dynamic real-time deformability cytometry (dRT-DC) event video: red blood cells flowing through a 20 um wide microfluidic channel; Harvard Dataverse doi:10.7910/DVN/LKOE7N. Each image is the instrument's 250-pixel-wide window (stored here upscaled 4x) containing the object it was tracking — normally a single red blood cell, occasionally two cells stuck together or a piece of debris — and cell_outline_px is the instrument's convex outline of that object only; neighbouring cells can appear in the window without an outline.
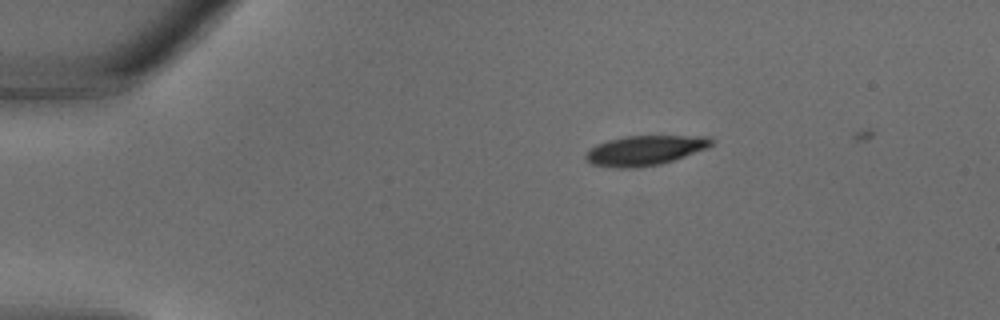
{"species": "common noctule bat (a hibernating species)", "species_latin": "Nyctalus noctula", "temperature_condition": "warm", "stored_images_in_passage": 28, "camera_frame_rate_fps": 3000, "um_per_image_px": 0.085, "animal": {"sex": "male", "body_mass_g": 18.8}, "frame": {"image": 1, "passage_image": 3, "time_ms": 0.667, "image_size_px": [1000, 320], "cell_outline_px": [[712, 144], [708, 148], [660, 164], [636, 168], [616, 168], [592, 164], [584, 160], [584, 156], [596, 144], [608, 140], [624, 136], [708, 136], [712, 140]], "centroid_in_image_um": [54.79, 12.79], "position_along_channel_um": 30.2, "area_um2": 21.73}}
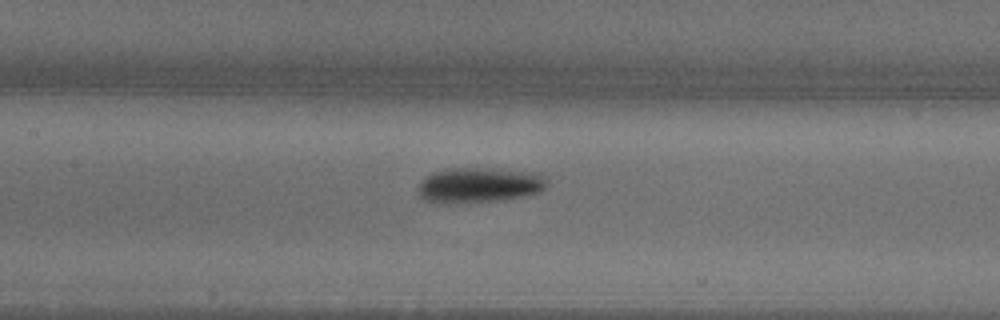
{"frame": {"image": 2, "passage_image": 13, "time_ms": 4.0, "image_size_px": [1000, 320], "cell_outline_px": [[548, 184], [540, 192], [528, 196], [504, 200], [444, 204], [428, 204], [420, 196], [416, 188], [420, 180], [424, 176], [432, 172], [444, 168], [476, 168], [540, 172], [548, 180]], "centroid_in_image_um": [40.68, 15.75], "position_along_channel_um": 166.7, "area_um2": 27.4}}
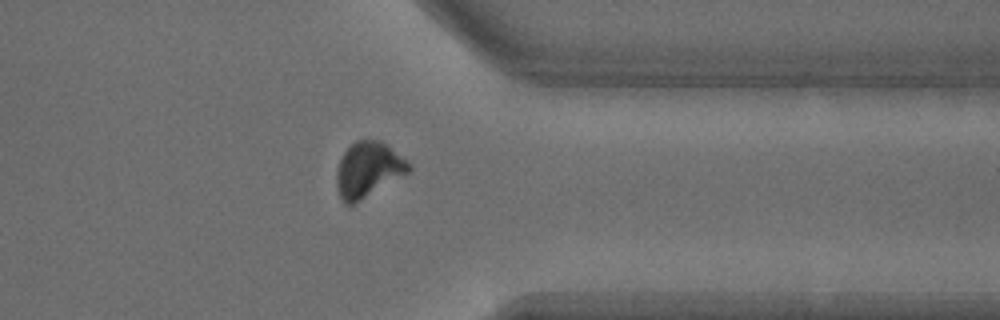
{"frame": {"image": 3, "passage_image": 24, "time_ms": 7.667, "image_size_px": [1000, 320], "cell_outline_px": [[412, 168], [408, 172], [352, 204], [344, 204], [336, 188], [336, 172], [340, 160], [344, 152], [356, 140], [380, 140], [412, 164]], "centroid_in_image_um": [31.27, 14.4], "position_along_channel_um": 380.1, "area_um2": 22.72}}